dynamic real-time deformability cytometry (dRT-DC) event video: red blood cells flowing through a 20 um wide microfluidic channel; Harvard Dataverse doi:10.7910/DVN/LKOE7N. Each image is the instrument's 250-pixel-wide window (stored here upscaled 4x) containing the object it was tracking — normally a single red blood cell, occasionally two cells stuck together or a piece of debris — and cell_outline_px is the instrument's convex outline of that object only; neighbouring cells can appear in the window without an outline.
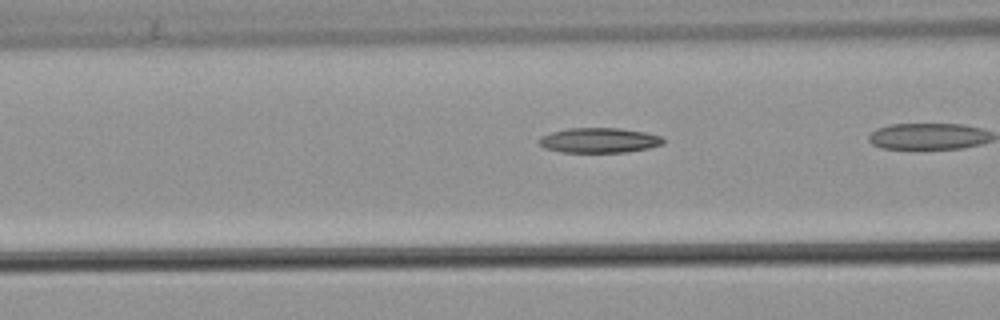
{"species": "common noctule bat (a hibernating species)", "species_latin": "Nyctalus noctula", "temperature_condition": "warm", "stored_images_in_passage": 21, "camera_frame_rate_fps": 3000, "um_per_image_px": 0.085, "animal": {"sex": "male", "body_mass_g": 21.5, "forearm_length_mm": 52.0}, "frame": {"image": 1, "passage_image": 15, "time_ms": 4.667, "image_size_px": [1000, 320], "cell_outline_px": [[664, 144], [648, 148], [624, 152], [560, 152], [544, 148], [536, 140], [540, 136], [552, 132], [568, 128], [620, 128], [644, 132], [660, 136], [664, 140]], "centroid_in_image_um": [50.89, 11.92], "position_along_channel_um": 115.7, "area_um2": 18.09}}